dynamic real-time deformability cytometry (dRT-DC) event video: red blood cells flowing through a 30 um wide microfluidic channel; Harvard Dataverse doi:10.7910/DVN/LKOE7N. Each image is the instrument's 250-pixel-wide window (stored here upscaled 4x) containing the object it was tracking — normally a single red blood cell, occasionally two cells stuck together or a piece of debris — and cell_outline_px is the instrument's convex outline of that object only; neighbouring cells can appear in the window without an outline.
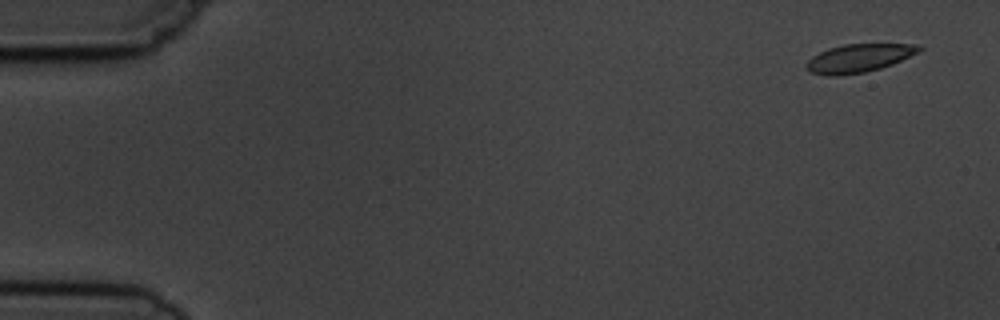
{"species": "common noctule bat (a hibernating species)", "species_latin": "Nyctalus noctula", "temperature_condition": "cold", "stored_images_in_passage": 4, "camera_frame_rate_fps": 3000, "um_per_image_px": 0.085, "animal": {"sex": "male", "body_mass_g": 19.5, "forearm_length_mm": 54.6}, "frame": {"image": 1, "passage_image": 1, "time_ms": 0.0, "image_size_px": [1000, 320], "cell_outline_px": [[924, 48], [892, 64], [880, 68], [864, 72], [836, 76], [828, 76], [812, 72], [804, 64], [812, 56], [828, 48], [844, 44], [916, 44]], "centroid_in_image_um": [72.96, 4.94], "position_along_channel_um": 12.0, "area_um2": 18.26}}